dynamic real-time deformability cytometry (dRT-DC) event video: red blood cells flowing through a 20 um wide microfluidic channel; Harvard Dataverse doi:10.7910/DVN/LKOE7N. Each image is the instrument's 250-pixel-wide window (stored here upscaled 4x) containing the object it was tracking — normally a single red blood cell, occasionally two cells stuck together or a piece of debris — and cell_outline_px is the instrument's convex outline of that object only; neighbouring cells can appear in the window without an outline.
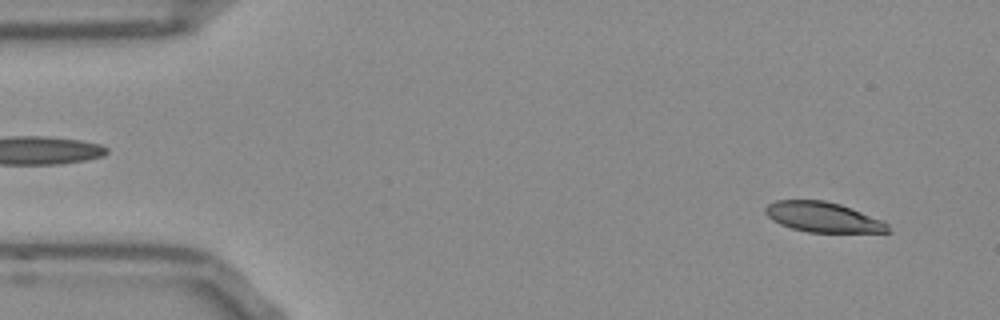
{"species": "Egyptian fruit bat (a non-hibernating species)", "species_latin": "Rousettus aegyptiacus", "temperature_condition": "room temperature", "stored_images_in_passage": 52, "segment_of_instrument_passage": [1, 2], "camera_frame_rate_fps": 3000, "um_per_image_px": 0.085, "frame": {"image": 1, "passage_image": 3, "time_ms": 0.667, "image_size_px": [1000, 320], "cell_outline_px": [[892, 232], [808, 232], [792, 228], [780, 224], [772, 220], [764, 212], [764, 208], [768, 204], [776, 200], [824, 200], [840, 204], [852, 208], [884, 220], [888, 224]], "centroid_in_image_um": [69.98, 18.45], "position_along_channel_um": 15.0, "area_um2": 21.62}}
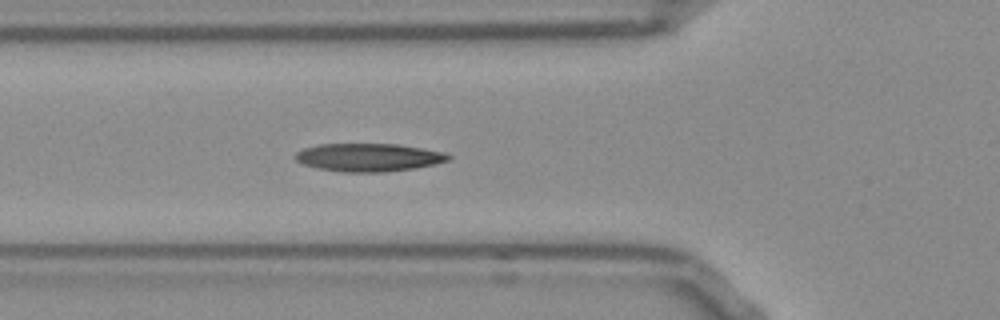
{"frame": {"image": 2, "passage_image": 17, "time_ms": 5.333, "image_size_px": [1000, 320], "cell_outline_px": [[452, 156], [448, 160], [416, 168], [384, 172], [340, 172], [320, 168], [304, 164], [296, 160], [292, 156], [296, 152], [304, 148], [320, 144], [396, 144], [444, 152]], "centroid_in_image_um": [31.3, 13.38], "position_along_channel_um": 94.5, "area_um2": 24.85}}
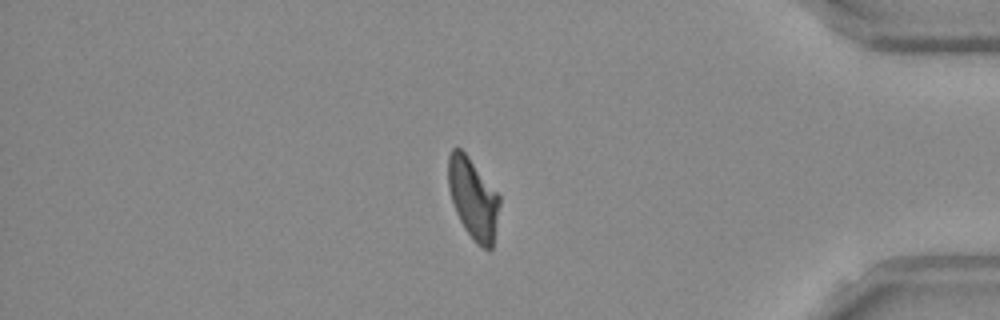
{"frame": {"image": 3, "passage_image": 43, "time_ms": 14.0, "image_size_px": [1000, 320], "cell_outline_px": [[500, 204], [492, 248], [488, 252], [476, 244], [464, 228], [456, 212], [448, 188], [448, 156], [452, 148], [460, 148], [468, 156], [500, 196]], "centroid_in_image_um": [40.21, 16.9], "position_along_channel_um": 395.0, "area_um2": 24.1}}